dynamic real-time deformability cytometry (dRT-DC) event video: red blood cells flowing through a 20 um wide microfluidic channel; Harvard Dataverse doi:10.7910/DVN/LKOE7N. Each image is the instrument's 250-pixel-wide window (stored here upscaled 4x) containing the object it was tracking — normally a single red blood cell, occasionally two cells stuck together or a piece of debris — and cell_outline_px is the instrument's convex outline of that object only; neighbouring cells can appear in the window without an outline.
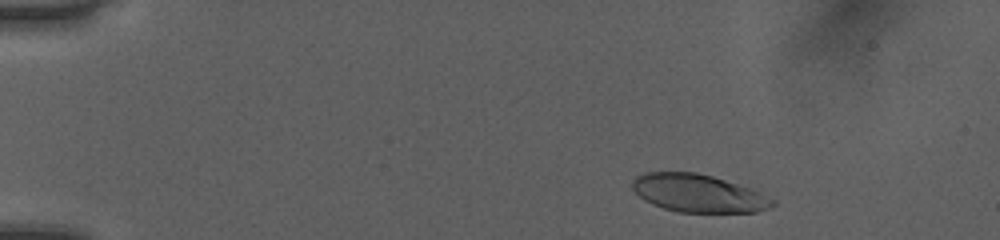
{"species": "human", "species_latin": "Homo sapiens", "temperature_condition": "room temperature", "stored_images_in_passage": 47, "camera_frame_rate_fps": 3000, "um_per_image_px": 0.085, "donor": {"sex": "female"}, "frame": {"image": 1, "passage_image": 4, "time_ms": 1.0, "image_size_px": [1000, 240], "cell_outline_px": [[776, 204], [772, 208], [756, 212], [680, 212], [664, 208], [652, 204], [644, 200], [632, 188], [632, 180], [636, 176], [644, 172], [696, 172], [712, 176], [752, 188], [776, 200]], "centroid_in_image_um": [59.39, 16.43], "position_along_channel_um": 25.6, "area_um2": 31.1}}
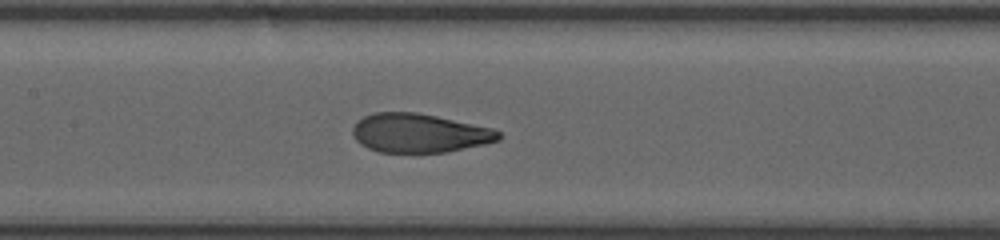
{"frame": {"image": 2, "passage_image": 22, "time_ms": 7.0, "image_size_px": [1000, 240], "cell_outline_px": [[504, 136], [500, 140], [484, 144], [448, 152], [380, 152], [368, 148], [360, 144], [352, 136], [352, 128], [356, 120], [372, 112], [416, 112], [436, 116], [492, 128], [500, 132]], "centroid_in_image_um": [35.62, 11.31], "position_along_channel_um": 171.8, "area_um2": 33.29}}
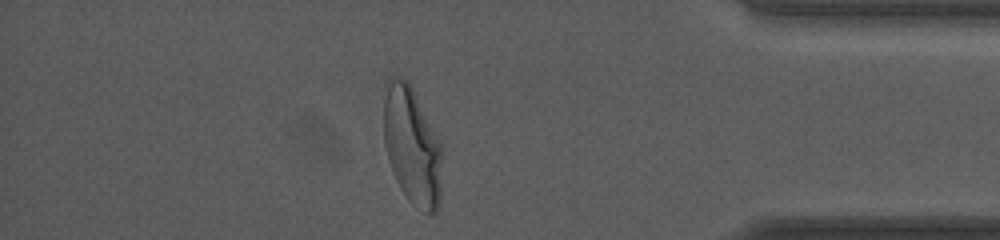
{"frame": {"image": 3, "passage_image": 41, "time_ms": 13.333, "image_size_px": [1000, 240], "cell_outline_px": [[440, 204], [436, 212], [428, 212], [412, 204], [408, 200], [400, 188], [392, 172], [388, 160], [384, 144], [384, 100], [388, 80], [392, 76], [400, 76], [408, 80], [440, 140]], "centroid_in_image_um": [35.0, 12.38], "position_along_channel_um": 400.2, "area_um2": 39.77}, "authors_computed_cell_mechanics": {"area_um2": 34.3332, "velocity_mm_per_s": 4.0302, "shape_relaxation_time_tau1_ms": 3.8666, "shape_relaxation_time_tau2_ms": 0.6544, "deformation_change_tau1": 0.1869, "deformation_change_tau2": 0.0585}}